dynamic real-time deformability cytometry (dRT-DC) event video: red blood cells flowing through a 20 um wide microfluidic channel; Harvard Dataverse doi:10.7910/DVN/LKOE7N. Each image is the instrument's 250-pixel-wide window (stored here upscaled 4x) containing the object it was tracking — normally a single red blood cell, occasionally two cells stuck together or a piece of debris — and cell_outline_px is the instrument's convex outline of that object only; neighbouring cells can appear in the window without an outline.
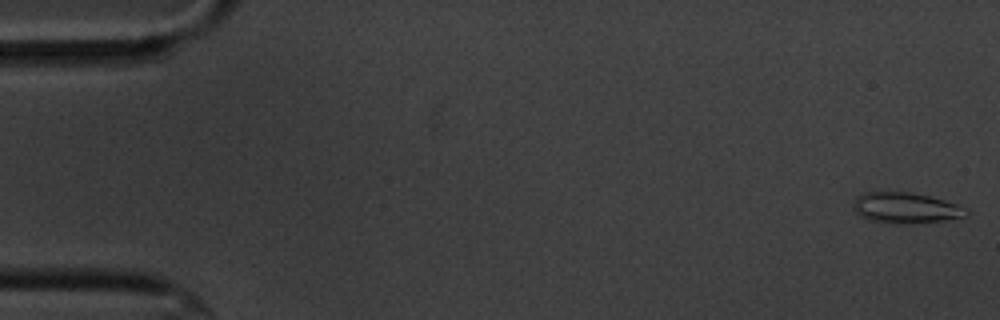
{"species": "common noctule bat (a hibernating species)", "species_latin": "Nyctalus noctula", "temperature_condition": "cold", "stored_images_in_passage": 57, "camera_frame_rate_fps": 3000, "um_per_image_px": 0.085, "animal": {"sex": "male", "body_mass_g": 20.1, "forearm_length_mm": 53.5}, "frame": {"image": 1, "passage_image": 1, "time_ms": 0.0, "image_size_px": [1000, 320], "cell_outline_px": [[968, 212], [964, 216], [940, 220], [912, 224], [900, 224], [868, 220], [860, 216], [852, 208], [856, 196], [864, 192], [912, 192], [944, 200], [968, 208]], "centroid_in_image_um": [76.93, 17.67], "position_along_channel_um": 8.1, "area_um2": 20.17}}
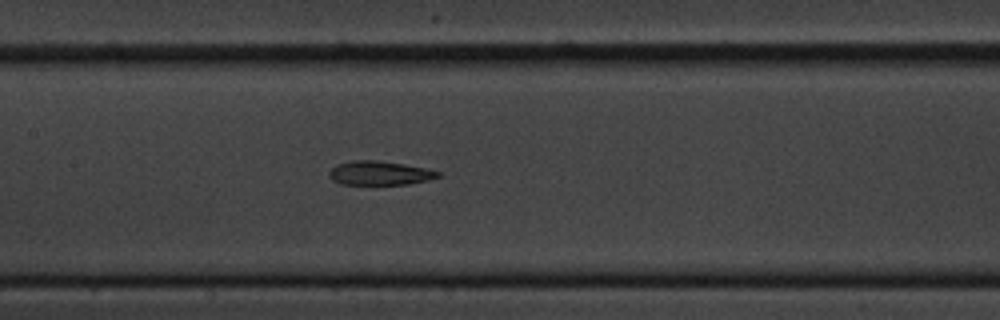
{"frame": {"image": 2, "passage_image": 27, "time_ms": 8.667, "image_size_px": [1000, 320], "cell_outline_px": [[440, 176], [408, 184], [340, 184], [332, 180], [328, 176], [328, 172], [336, 164], [352, 160], [376, 160], [404, 164], [428, 168], [440, 172]], "centroid_in_image_um": [32.22, 14.7], "position_along_channel_um": 175.2, "area_um2": 15.2}}
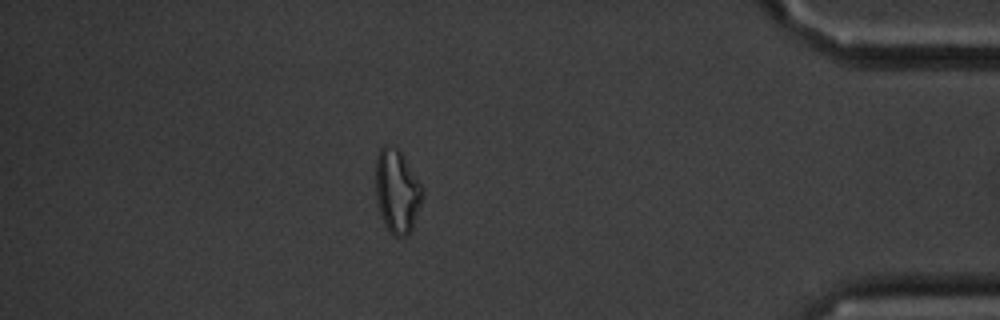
{"frame": {"image": 3, "passage_image": 50, "time_ms": 16.333, "image_size_px": [1000, 320], "cell_outline_px": [[424, 192], [412, 228], [404, 236], [392, 236], [380, 212], [376, 192], [376, 160], [380, 148], [384, 144], [392, 144], [400, 152], [424, 188]], "centroid_in_image_um": [33.75, 16.21], "position_along_channel_um": 401.5, "area_um2": 22.31}, "authors_computed_cell_mechanics": {"area_um2": 17.1088, "velocity_mm_per_s": 3.4853, "shape_relaxation_time_tau1_ms": null, "shape_relaxation_time_tau2_ms": 2.7887, "deformation_change_tau1": null, "deformation_change_tau2": 0.1034}}